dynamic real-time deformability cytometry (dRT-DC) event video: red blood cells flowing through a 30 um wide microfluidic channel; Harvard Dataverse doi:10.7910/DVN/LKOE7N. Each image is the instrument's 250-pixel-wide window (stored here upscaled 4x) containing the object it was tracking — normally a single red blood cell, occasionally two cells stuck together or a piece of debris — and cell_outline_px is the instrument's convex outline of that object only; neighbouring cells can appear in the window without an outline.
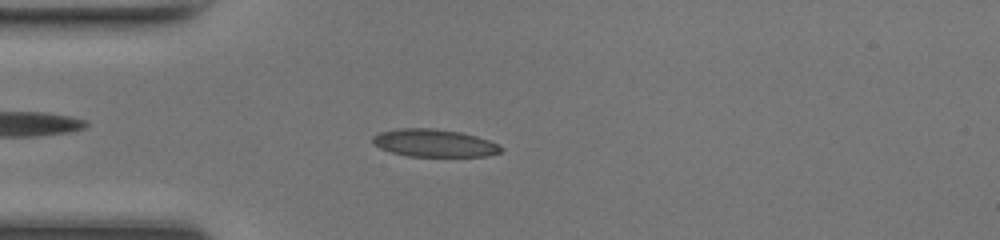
{"species": "common noctule bat (a hibernating species)", "species_latin": "Nyctalus noctula", "temperature_condition": "room temperature", "stored_images_in_passage": 47, "camera_frame_rate_fps": 3000, "um_per_image_px": 0.085, "animal": {"sex": "female", "body_mass_g": 17.0, "forearm_length_mm": 48.0}, "frame": {"image": 1, "passage_image": 12, "time_ms": 3.667, "image_size_px": [1000, 240], "cell_outline_px": [[504, 148], [500, 152], [488, 156], [408, 156], [392, 152], [380, 148], [372, 144], [372, 136], [380, 132], [396, 128], [432, 128], [460, 132], [476, 136], [488, 140]], "centroid_in_image_um": [36.87, 12.15], "position_along_channel_um": 48.1, "area_um2": 20.63}}
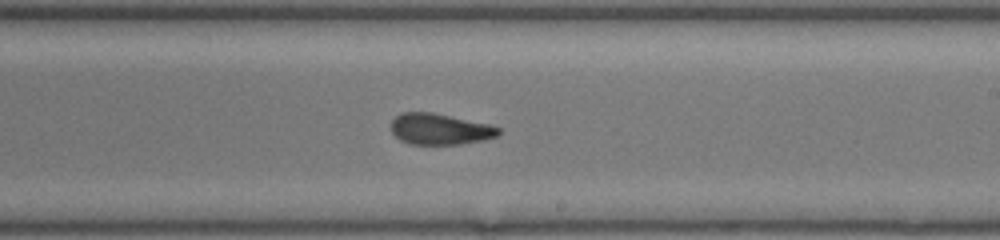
{"frame": {"image": 2, "passage_image": 27, "time_ms": 8.667, "image_size_px": [1000, 240], "cell_outline_px": [[500, 132], [496, 136], [484, 140], [460, 144], [408, 144], [400, 140], [392, 132], [392, 120], [400, 112], [432, 112], [488, 124], [500, 128]], "centroid_in_image_um": [37.37, 10.97], "position_along_channel_um": 251.6, "area_um2": 19.36}}
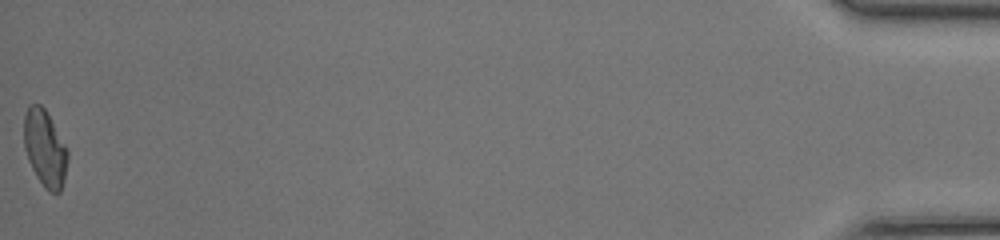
{"frame": {"image": 3, "passage_image": 47, "time_ms": 15.333, "image_size_px": [1000, 240], "cell_outline_px": [[68, 160], [64, 180], [60, 192], [48, 192], [44, 188], [36, 176], [28, 160], [24, 148], [24, 116], [28, 104], [40, 104], [44, 108], [68, 148]], "centroid_in_image_um": [3.82, 12.61], "position_along_channel_um": 431.4, "area_um2": 19.65}, "authors_computed_cell_mechanics": {"area_um2": 19.652, "velocity_mm_per_s": 4.3163, "shape_relaxation_time_tau1_ms": 4.6843, "shape_relaxation_time_tau2_ms": 1.3557, "deformation_change_tau1": 0.1886, "deformation_change_tau2": 0.0913}}